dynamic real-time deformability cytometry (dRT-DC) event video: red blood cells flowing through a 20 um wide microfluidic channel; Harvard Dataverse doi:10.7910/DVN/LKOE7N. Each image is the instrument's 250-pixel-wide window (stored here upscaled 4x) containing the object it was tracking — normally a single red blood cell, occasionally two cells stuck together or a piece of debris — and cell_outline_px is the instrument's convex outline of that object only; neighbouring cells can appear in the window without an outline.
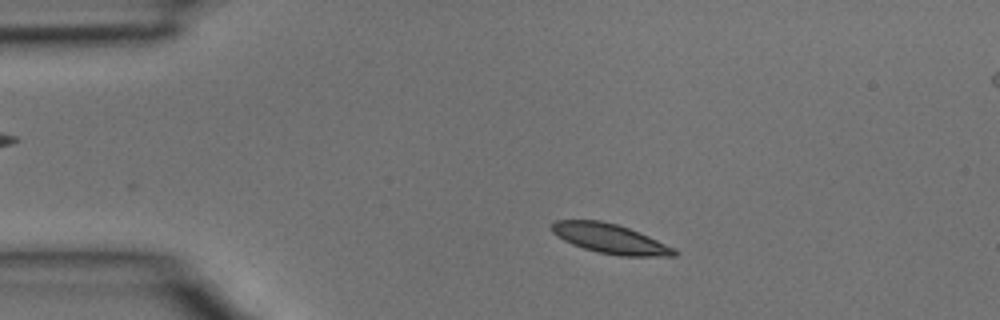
{"species": "common noctule bat (a hibernating species)", "species_latin": "Nyctalus noctula", "temperature_condition": "room temperature", "stored_images_in_passage": 32, "camera_frame_rate_fps": 3000, "um_per_image_px": 0.085, "animal": {"sex": "male", "body_mass_g": 15.6}, "frame": {"image": 1, "passage_image": 5, "time_ms": 1.333, "image_size_px": [1000, 320], "cell_outline_px": [[680, 252], [676, 256], [620, 256], [600, 252], [584, 248], [572, 244], [556, 236], [552, 232], [552, 224], [556, 220], [600, 220], [616, 224], [628, 228], [648, 236], [676, 248]], "centroid_in_image_um": [51.89, 20.29], "position_along_channel_um": 33.1, "area_um2": 21.04}}
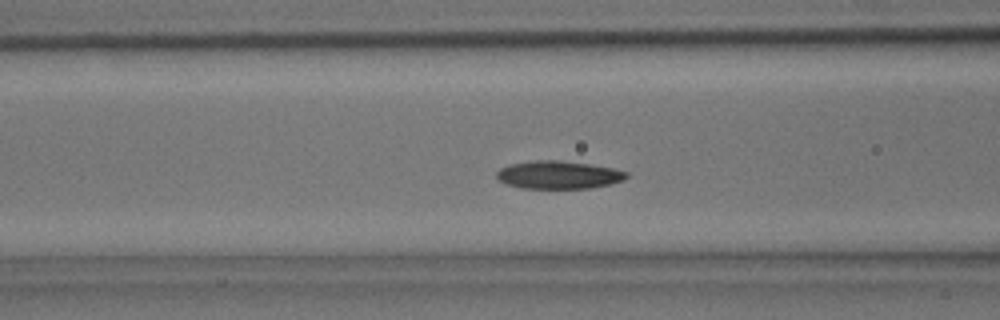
{"frame": {"image": 2, "passage_image": 13, "time_ms": 4.0, "image_size_px": [1000, 320], "cell_outline_px": [[628, 176], [624, 180], [612, 184], [588, 188], [520, 188], [508, 184], [500, 180], [496, 176], [496, 172], [500, 168], [512, 164], [536, 160], [560, 160], [588, 164], [612, 168], [628, 172]], "centroid_in_image_um": [47.5, 14.86], "position_along_channel_um": 119.1, "area_um2": 20.98}}